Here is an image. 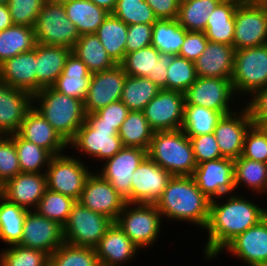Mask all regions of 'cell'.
Instances as JSON below:
<instances>
[{"label":"cell","mask_w":267,"mask_h":266,"mask_svg":"<svg viewBox=\"0 0 267 266\" xmlns=\"http://www.w3.org/2000/svg\"><path fill=\"white\" fill-rule=\"evenodd\" d=\"M36 43L73 48L80 34L68 19L63 3L44 2L35 27Z\"/></svg>","instance_id":"cell-8"},{"label":"cell","mask_w":267,"mask_h":266,"mask_svg":"<svg viewBox=\"0 0 267 266\" xmlns=\"http://www.w3.org/2000/svg\"><path fill=\"white\" fill-rule=\"evenodd\" d=\"M196 79L195 62L176 55L167 69V90L184 93Z\"/></svg>","instance_id":"cell-48"},{"label":"cell","mask_w":267,"mask_h":266,"mask_svg":"<svg viewBox=\"0 0 267 266\" xmlns=\"http://www.w3.org/2000/svg\"><path fill=\"white\" fill-rule=\"evenodd\" d=\"M14 25L7 4H0V31Z\"/></svg>","instance_id":"cell-59"},{"label":"cell","mask_w":267,"mask_h":266,"mask_svg":"<svg viewBox=\"0 0 267 266\" xmlns=\"http://www.w3.org/2000/svg\"><path fill=\"white\" fill-rule=\"evenodd\" d=\"M49 266H101L95 248L64 242L49 255Z\"/></svg>","instance_id":"cell-44"},{"label":"cell","mask_w":267,"mask_h":266,"mask_svg":"<svg viewBox=\"0 0 267 266\" xmlns=\"http://www.w3.org/2000/svg\"><path fill=\"white\" fill-rule=\"evenodd\" d=\"M228 251L249 266L267 264V216L231 240L221 252Z\"/></svg>","instance_id":"cell-21"},{"label":"cell","mask_w":267,"mask_h":266,"mask_svg":"<svg viewBox=\"0 0 267 266\" xmlns=\"http://www.w3.org/2000/svg\"><path fill=\"white\" fill-rule=\"evenodd\" d=\"M234 95L231 79L214 77H197L184 92L185 105L202 106L222 115L233 112L230 100Z\"/></svg>","instance_id":"cell-12"},{"label":"cell","mask_w":267,"mask_h":266,"mask_svg":"<svg viewBox=\"0 0 267 266\" xmlns=\"http://www.w3.org/2000/svg\"><path fill=\"white\" fill-rule=\"evenodd\" d=\"M36 45L34 27L12 25L0 31V64Z\"/></svg>","instance_id":"cell-34"},{"label":"cell","mask_w":267,"mask_h":266,"mask_svg":"<svg viewBox=\"0 0 267 266\" xmlns=\"http://www.w3.org/2000/svg\"><path fill=\"white\" fill-rule=\"evenodd\" d=\"M36 93L51 87L62 73L71 48L36 43Z\"/></svg>","instance_id":"cell-28"},{"label":"cell","mask_w":267,"mask_h":266,"mask_svg":"<svg viewBox=\"0 0 267 266\" xmlns=\"http://www.w3.org/2000/svg\"><path fill=\"white\" fill-rule=\"evenodd\" d=\"M161 220L155 204L126 203L114 222L142 250L158 241Z\"/></svg>","instance_id":"cell-6"},{"label":"cell","mask_w":267,"mask_h":266,"mask_svg":"<svg viewBox=\"0 0 267 266\" xmlns=\"http://www.w3.org/2000/svg\"><path fill=\"white\" fill-rule=\"evenodd\" d=\"M253 124L258 126L261 131L267 136V118H251Z\"/></svg>","instance_id":"cell-61"},{"label":"cell","mask_w":267,"mask_h":266,"mask_svg":"<svg viewBox=\"0 0 267 266\" xmlns=\"http://www.w3.org/2000/svg\"><path fill=\"white\" fill-rule=\"evenodd\" d=\"M211 200L203 194L192 176H172L155 204L162 218L195 224L204 229Z\"/></svg>","instance_id":"cell-2"},{"label":"cell","mask_w":267,"mask_h":266,"mask_svg":"<svg viewBox=\"0 0 267 266\" xmlns=\"http://www.w3.org/2000/svg\"><path fill=\"white\" fill-rule=\"evenodd\" d=\"M195 161L198 164L204 161L223 158L213 133L190 137Z\"/></svg>","instance_id":"cell-52"},{"label":"cell","mask_w":267,"mask_h":266,"mask_svg":"<svg viewBox=\"0 0 267 266\" xmlns=\"http://www.w3.org/2000/svg\"><path fill=\"white\" fill-rule=\"evenodd\" d=\"M186 33L177 19H158L153 24L151 45L160 53L179 55Z\"/></svg>","instance_id":"cell-35"},{"label":"cell","mask_w":267,"mask_h":266,"mask_svg":"<svg viewBox=\"0 0 267 266\" xmlns=\"http://www.w3.org/2000/svg\"><path fill=\"white\" fill-rule=\"evenodd\" d=\"M10 136L15 143L21 172L46 173L53 156L46 149L22 139L17 133L10 134ZM42 168H45L44 172Z\"/></svg>","instance_id":"cell-41"},{"label":"cell","mask_w":267,"mask_h":266,"mask_svg":"<svg viewBox=\"0 0 267 266\" xmlns=\"http://www.w3.org/2000/svg\"><path fill=\"white\" fill-rule=\"evenodd\" d=\"M242 157L267 163V136L252 124L244 138Z\"/></svg>","instance_id":"cell-51"},{"label":"cell","mask_w":267,"mask_h":266,"mask_svg":"<svg viewBox=\"0 0 267 266\" xmlns=\"http://www.w3.org/2000/svg\"><path fill=\"white\" fill-rule=\"evenodd\" d=\"M223 115L215 110L202 106L185 105L182 130L190 138L204 134H211Z\"/></svg>","instance_id":"cell-42"},{"label":"cell","mask_w":267,"mask_h":266,"mask_svg":"<svg viewBox=\"0 0 267 266\" xmlns=\"http://www.w3.org/2000/svg\"><path fill=\"white\" fill-rule=\"evenodd\" d=\"M129 112L130 110L120 100L110 103L94 113L99 117V124L112 125L118 131Z\"/></svg>","instance_id":"cell-55"},{"label":"cell","mask_w":267,"mask_h":266,"mask_svg":"<svg viewBox=\"0 0 267 266\" xmlns=\"http://www.w3.org/2000/svg\"><path fill=\"white\" fill-rule=\"evenodd\" d=\"M21 173L15 143L10 135H0V181L4 184Z\"/></svg>","instance_id":"cell-49"},{"label":"cell","mask_w":267,"mask_h":266,"mask_svg":"<svg viewBox=\"0 0 267 266\" xmlns=\"http://www.w3.org/2000/svg\"><path fill=\"white\" fill-rule=\"evenodd\" d=\"M140 248L113 222L95 247L101 266L129 264Z\"/></svg>","instance_id":"cell-25"},{"label":"cell","mask_w":267,"mask_h":266,"mask_svg":"<svg viewBox=\"0 0 267 266\" xmlns=\"http://www.w3.org/2000/svg\"><path fill=\"white\" fill-rule=\"evenodd\" d=\"M78 201L86 208L113 221L126 204L125 198L115 190L111 183L102 178L99 173L95 174V171L87 177Z\"/></svg>","instance_id":"cell-16"},{"label":"cell","mask_w":267,"mask_h":266,"mask_svg":"<svg viewBox=\"0 0 267 266\" xmlns=\"http://www.w3.org/2000/svg\"><path fill=\"white\" fill-rule=\"evenodd\" d=\"M0 266H49V255L19 244L10 245L0 252Z\"/></svg>","instance_id":"cell-46"},{"label":"cell","mask_w":267,"mask_h":266,"mask_svg":"<svg viewBox=\"0 0 267 266\" xmlns=\"http://www.w3.org/2000/svg\"><path fill=\"white\" fill-rule=\"evenodd\" d=\"M112 14L126 25L154 24L158 20L145 0H117Z\"/></svg>","instance_id":"cell-47"},{"label":"cell","mask_w":267,"mask_h":266,"mask_svg":"<svg viewBox=\"0 0 267 266\" xmlns=\"http://www.w3.org/2000/svg\"><path fill=\"white\" fill-rule=\"evenodd\" d=\"M242 0H222L208 17L205 34L209 41L233 46L235 12Z\"/></svg>","instance_id":"cell-30"},{"label":"cell","mask_w":267,"mask_h":266,"mask_svg":"<svg viewBox=\"0 0 267 266\" xmlns=\"http://www.w3.org/2000/svg\"><path fill=\"white\" fill-rule=\"evenodd\" d=\"M153 24L128 25L126 53L137 51L151 45Z\"/></svg>","instance_id":"cell-53"},{"label":"cell","mask_w":267,"mask_h":266,"mask_svg":"<svg viewBox=\"0 0 267 266\" xmlns=\"http://www.w3.org/2000/svg\"><path fill=\"white\" fill-rule=\"evenodd\" d=\"M199 190L210 200L234 194V159L223 157L197 165L192 175Z\"/></svg>","instance_id":"cell-14"},{"label":"cell","mask_w":267,"mask_h":266,"mask_svg":"<svg viewBox=\"0 0 267 266\" xmlns=\"http://www.w3.org/2000/svg\"><path fill=\"white\" fill-rule=\"evenodd\" d=\"M175 56V54H159L155 69V84L160 89L167 90V69Z\"/></svg>","instance_id":"cell-58"},{"label":"cell","mask_w":267,"mask_h":266,"mask_svg":"<svg viewBox=\"0 0 267 266\" xmlns=\"http://www.w3.org/2000/svg\"><path fill=\"white\" fill-rule=\"evenodd\" d=\"M127 74L120 65L91 73L88 93L84 101L85 113H94L110 103L121 100Z\"/></svg>","instance_id":"cell-17"},{"label":"cell","mask_w":267,"mask_h":266,"mask_svg":"<svg viewBox=\"0 0 267 266\" xmlns=\"http://www.w3.org/2000/svg\"><path fill=\"white\" fill-rule=\"evenodd\" d=\"M99 7L104 8L109 13H112L115 9L117 0H89Z\"/></svg>","instance_id":"cell-60"},{"label":"cell","mask_w":267,"mask_h":266,"mask_svg":"<svg viewBox=\"0 0 267 266\" xmlns=\"http://www.w3.org/2000/svg\"><path fill=\"white\" fill-rule=\"evenodd\" d=\"M33 107L67 143L75 137L86 118L83 101L59 93L52 87H45L33 95Z\"/></svg>","instance_id":"cell-3"},{"label":"cell","mask_w":267,"mask_h":266,"mask_svg":"<svg viewBox=\"0 0 267 266\" xmlns=\"http://www.w3.org/2000/svg\"><path fill=\"white\" fill-rule=\"evenodd\" d=\"M17 134L24 140L46 149L52 156L63 154L69 145L47 120L32 107Z\"/></svg>","instance_id":"cell-22"},{"label":"cell","mask_w":267,"mask_h":266,"mask_svg":"<svg viewBox=\"0 0 267 266\" xmlns=\"http://www.w3.org/2000/svg\"><path fill=\"white\" fill-rule=\"evenodd\" d=\"M222 0H191L180 2L177 20L187 31L204 32L208 17Z\"/></svg>","instance_id":"cell-40"},{"label":"cell","mask_w":267,"mask_h":266,"mask_svg":"<svg viewBox=\"0 0 267 266\" xmlns=\"http://www.w3.org/2000/svg\"><path fill=\"white\" fill-rule=\"evenodd\" d=\"M251 97L248 103H244L251 118H267V87L256 91Z\"/></svg>","instance_id":"cell-57"},{"label":"cell","mask_w":267,"mask_h":266,"mask_svg":"<svg viewBox=\"0 0 267 266\" xmlns=\"http://www.w3.org/2000/svg\"><path fill=\"white\" fill-rule=\"evenodd\" d=\"M114 221L77 201L63 226L64 242L95 248Z\"/></svg>","instance_id":"cell-9"},{"label":"cell","mask_w":267,"mask_h":266,"mask_svg":"<svg viewBox=\"0 0 267 266\" xmlns=\"http://www.w3.org/2000/svg\"><path fill=\"white\" fill-rule=\"evenodd\" d=\"M147 156L172 176H192L197 167L192 143L182 129L154 132Z\"/></svg>","instance_id":"cell-4"},{"label":"cell","mask_w":267,"mask_h":266,"mask_svg":"<svg viewBox=\"0 0 267 266\" xmlns=\"http://www.w3.org/2000/svg\"><path fill=\"white\" fill-rule=\"evenodd\" d=\"M76 202L77 201L71 197L47 188L35 210L40 215L64 226Z\"/></svg>","instance_id":"cell-45"},{"label":"cell","mask_w":267,"mask_h":266,"mask_svg":"<svg viewBox=\"0 0 267 266\" xmlns=\"http://www.w3.org/2000/svg\"><path fill=\"white\" fill-rule=\"evenodd\" d=\"M128 25L110 13L95 34L111 59L119 65L126 54Z\"/></svg>","instance_id":"cell-32"},{"label":"cell","mask_w":267,"mask_h":266,"mask_svg":"<svg viewBox=\"0 0 267 266\" xmlns=\"http://www.w3.org/2000/svg\"><path fill=\"white\" fill-rule=\"evenodd\" d=\"M68 145L78 149L80 155L82 152L102 163L124 147L118 131L112 125L99 124V117L95 113L86 114L85 122Z\"/></svg>","instance_id":"cell-5"},{"label":"cell","mask_w":267,"mask_h":266,"mask_svg":"<svg viewBox=\"0 0 267 266\" xmlns=\"http://www.w3.org/2000/svg\"><path fill=\"white\" fill-rule=\"evenodd\" d=\"M235 50L267 44V11L261 1L242 0L235 12Z\"/></svg>","instance_id":"cell-11"},{"label":"cell","mask_w":267,"mask_h":266,"mask_svg":"<svg viewBox=\"0 0 267 266\" xmlns=\"http://www.w3.org/2000/svg\"><path fill=\"white\" fill-rule=\"evenodd\" d=\"M252 124L246 105L240 112L233 111L219 119L213 134L224 157L236 159L242 155L245 134Z\"/></svg>","instance_id":"cell-20"},{"label":"cell","mask_w":267,"mask_h":266,"mask_svg":"<svg viewBox=\"0 0 267 266\" xmlns=\"http://www.w3.org/2000/svg\"><path fill=\"white\" fill-rule=\"evenodd\" d=\"M157 19H177L180 0H145Z\"/></svg>","instance_id":"cell-56"},{"label":"cell","mask_w":267,"mask_h":266,"mask_svg":"<svg viewBox=\"0 0 267 266\" xmlns=\"http://www.w3.org/2000/svg\"><path fill=\"white\" fill-rule=\"evenodd\" d=\"M153 134L154 131L143 111H130L118 130L124 147H136L145 150H148Z\"/></svg>","instance_id":"cell-37"},{"label":"cell","mask_w":267,"mask_h":266,"mask_svg":"<svg viewBox=\"0 0 267 266\" xmlns=\"http://www.w3.org/2000/svg\"><path fill=\"white\" fill-rule=\"evenodd\" d=\"M261 2L266 6V11H267V0H262Z\"/></svg>","instance_id":"cell-65"},{"label":"cell","mask_w":267,"mask_h":266,"mask_svg":"<svg viewBox=\"0 0 267 266\" xmlns=\"http://www.w3.org/2000/svg\"><path fill=\"white\" fill-rule=\"evenodd\" d=\"M172 175L148 156L135 169L131 181V204H156Z\"/></svg>","instance_id":"cell-19"},{"label":"cell","mask_w":267,"mask_h":266,"mask_svg":"<svg viewBox=\"0 0 267 266\" xmlns=\"http://www.w3.org/2000/svg\"><path fill=\"white\" fill-rule=\"evenodd\" d=\"M3 198V183L0 181V200Z\"/></svg>","instance_id":"cell-62"},{"label":"cell","mask_w":267,"mask_h":266,"mask_svg":"<svg viewBox=\"0 0 267 266\" xmlns=\"http://www.w3.org/2000/svg\"><path fill=\"white\" fill-rule=\"evenodd\" d=\"M160 52L152 45L126 53L119 64L129 76L148 78L155 83V69Z\"/></svg>","instance_id":"cell-43"},{"label":"cell","mask_w":267,"mask_h":266,"mask_svg":"<svg viewBox=\"0 0 267 266\" xmlns=\"http://www.w3.org/2000/svg\"><path fill=\"white\" fill-rule=\"evenodd\" d=\"M9 0H0V4H7Z\"/></svg>","instance_id":"cell-64"},{"label":"cell","mask_w":267,"mask_h":266,"mask_svg":"<svg viewBox=\"0 0 267 266\" xmlns=\"http://www.w3.org/2000/svg\"><path fill=\"white\" fill-rule=\"evenodd\" d=\"M231 82L236 94L249 97L267 87V44L235 50Z\"/></svg>","instance_id":"cell-7"},{"label":"cell","mask_w":267,"mask_h":266,"mask_svg":"<svg viewBox=\"0 0 267 266\" xmlns=\"http://www.w3.org/2000/svg\"><path fill=\"white\" fill-rule=\"evenodd\" d=\"M32 107V94L0 83V135L17 133Z\"/></svg>","instance_id":"cell-23"},{"label":"cell","mask_w":267,"mask_h":266,"mask_svg":"<svg viewBox=\"0 0 267 266\" xmlns=\"http://www.w3.org/2000/svg\"><path fill=\"white\" fill-rule=\"evenodd\" d=\"M27 212L4 197L0 200V240L9 246L20 243Z\"/></svg>","instance_id":"cell-38"},{"label":"cell","mask_w":267,"mask_h":266,"mask_svg":"<svg viewBox=\"0 0 267 266\" xmlns=\"http://www.w3.org/2000/svg\"><path fill=\"white\" fill-rule=\"evenodd\" d=\"M63 5L68 19L76 26L80 36L95 34L110 14L89 0H70Z\"/></svg>","instance_id":"cell-31"},{"label":"cell","mask_w":267,"mask_h":266,"mask_svg":"<svg viewBox=\"0 0 267 266\" xmlns=\"http://www.w3.org/2000/svg\"><path fill=\"white\" fill-rule=\"evenodd\" d=\"M205 32L187 31L178 56L195 62L208 44Z\"/></svg>","instance_id":"cell-54"},{"label":"cell","mask_w":267,"mask_h":266,"mask_svg":"<svg viewBox=\"0 0 267 266\" xmlns=\"http://www.w3.org/2000/svg\"><path fill=\"white\" fill-rule=\"evenodd\" d=\"M77 156H53L46 169L47 188L78 201L91 170Z\"/></svg>","instance_id":"cell-10"},{"label":"cell","mask_w":267,"mask_h":266,"mask_svg":"<svg viewBox=\"0 0 267 266\" xmlns=\"http://www.w3.org/2000/svg\"><path fill=\"white\" fill-rule=\"evenodd\" d=\"M36 51L20 53L0 64V83L36 94Z\"/></svg>","instance_id":"cell-26"},{"label":"cell","mask_w":267,"mask_h":266,"mask_svg":"<svg viewBox=\"0 0 267 266\" xmlns=\"http://www.w3.org/2000/svg\"><path fill=\"white\" fill-rule=\"evenodd\" d=\"M234 185L236 189H240L239 185H242L254 193L265 194L267 191V163L242 156L234 159Z\"/></svg>","instance_id":"cell-36"},{"label":"cell","mask_w":267,"mask_h":266,"mask_svg":"<svg viewBox=\"0 0 267 266\" xmlns=\"http://www.w3.org/2000/svg\"><path fill=\"white\" fill-rule=\"evenodd\" d=\"M90 79L91 72L85 63L71 52L62 73L51 87L59 93L84 102L88 93Z\"/></svg>","instance_id":"cell-29"},{"label":"cell","mask_w":267,"mask_h":266,"mask_svg":"<svg viewBox=\"0 0 267 266\" xmlns=\"http://www.w3.org/2000/svg\"><path fill=\"white\" fill-rule=\"evenodd\" d=\"M235 48L208 41L205 50L195 61L197 77L231 79L234 67Z\"/></svg>","instance_id":"cell-27"},{"label":"cell","mask_w":267,"mask_h":266,"mask_svg":"<svg viewBox=\"0 0 267 266\" xmlns=\"http://www.w3.org/2000/svg\"><path fill=\"white\" fill-rule=\"evenodd\" d=\"M160 90L148 78L127 75L121 101L130 111H143Z\"/></svg>","instance_id":"cell-39"},{"label":"cell","mask_w":267,"mask_h":266,"mask_svg":"<svg viewBox=\"0 0 267 266\" xmlns=\"http://www.w3.org/2000/svg\"><path fill=\"white\" fill-rule=\"evenodd\" d=\"M47 189L45 173H19L3 184V197L27 210H35Z\"/></svg>","instance_id":"cell-24"},{"label":"cell","mask_w":267,"mask_h":266,"mask_svg":"<svg viewBox=\"0 0 267 266\" xmlns=\"http://www.w3.org/2000/svg\"><path fill=\"white\" fill-rule=\"evenodd\" d=\"M63 243V226L40 215L36 210H28L19 245L50 255Z\"/></svg>","instance_id":"cell-18"},{"label":"cell","mask_w":267,"mask_h":266,"mask_svg":"<svg viewBox=\"0 0 267 266\" xmlns=\"http://www.w3.org/2000/svg\"><path fill=\"white\" fill-rule=\"evenodd\" d=\"M147 157V150L136 147H123L110 159L104 161L102 169L98 173L109 181L115 190L121 194L126 203H131L132 176Z\"/></svg>","instance_id":"cell-15"},{"label":"cell","mask_w":267,"mask_h":266,"mask_svg":"<svg viewBox=\"0 0 267 266\" xmlns=\"http://www.w3.org/2000/svg\"><path fill=\"white\" fill-rule=\"evenodd\" d=\"M72 53L85 63L91 73L106 71L117 65L96 34L81 35L73 46Z\"/></svg>","instance_id":"cell-33"},{"label":"cell","mask_w":267,"mask_h":266,"mask_svg":"<svg viewBox=\"0 0 267 266\" xmlns=\"http://www.w3.org/2000/svg\"><path fill=\"white\" fill-rule=\"evenodd\" d=\"M224 203L219 198L211 200L209 219L206 227L207 243L205 259H215L222 249L237 235L258 224L267 216V208L247 200L244 195H226ZM230 196V197H229ZM220 201V202H219ZM261 207V208H260Z\"/></svg>","instance_id":"cell-1"},{"label":"cell","mask_w":267,"mask_h":266,"mask_svg":"<svg viewBox=\"0 0 267 266\" xmlns=\"http://www.w3.org/2000/svg\"><path fill=\"white\" fill-rule=\"evenodd\" d=\"M51 2H56V3H64L66 1H70V0H50Z\"/></svg>","instance_id":"cell-63"},{"label":"cell","mask_w":267,"mask_h":266,"mask_svg":"<svg viewBox=\"0 0 267 266\" xmlns=\"http://www.w3.org/2000/svg\"><path fill=\"white\" fill-rule=\"evenodd\" d=\"M184 112V93L165 89H161L143 110L154 132L181 129Z\"/></svg>","instance_id":"cell-13"},{"label":"cell","mask_w":267,"mask_h":266,"mask_svg":"<svg viewBox=\"0 0 267 266\" xmlns=\"http://www.w3.org/2000/svg\"><path fill=\"white\" fill-rule=\"evenodd\" d=\"M43 0H9L7 5L14 25L35 27Z\"/></svg>","instance_id":"cell-50"}]
</instances>
